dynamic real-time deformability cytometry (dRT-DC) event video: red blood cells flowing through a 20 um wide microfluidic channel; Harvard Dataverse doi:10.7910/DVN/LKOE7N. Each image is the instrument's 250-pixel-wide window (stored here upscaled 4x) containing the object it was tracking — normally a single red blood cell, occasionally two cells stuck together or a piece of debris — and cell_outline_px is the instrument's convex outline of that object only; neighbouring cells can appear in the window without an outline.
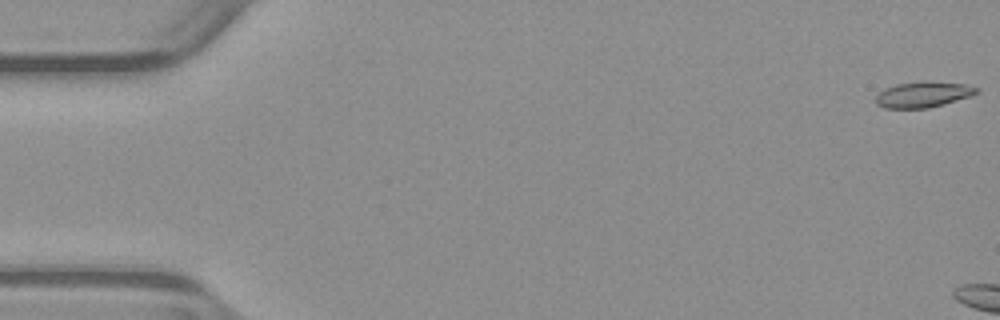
{"species": "common noctule bat (a hibernating species)", "species_latin": "Nyctalus noctula", "temperature_condition": "warm", "stored_images_in_passage": 5, "camera_frame_rate_fps": 3000, "um_per_image_px": 0.085, "animal": {"sex": "male", "body_mass_g": 23.1, "forearm_length_mm": 52.7}, "frame": {"image": 1, "passage_image": 1, "time_ms": 0.0, "image_size_px": [1000, 320], "cell_outline_px": [[980, 92], [944, 104], [928, 108], [884, 108], [876, 104], [876, 96], [884, 88], [896, 84], [924, 80], [968, 84], [980, 88]], "centroid_in_image_um": [78.48, 8.01], "position_along_channel_um": 6.5, "area_um2": 15.32}}